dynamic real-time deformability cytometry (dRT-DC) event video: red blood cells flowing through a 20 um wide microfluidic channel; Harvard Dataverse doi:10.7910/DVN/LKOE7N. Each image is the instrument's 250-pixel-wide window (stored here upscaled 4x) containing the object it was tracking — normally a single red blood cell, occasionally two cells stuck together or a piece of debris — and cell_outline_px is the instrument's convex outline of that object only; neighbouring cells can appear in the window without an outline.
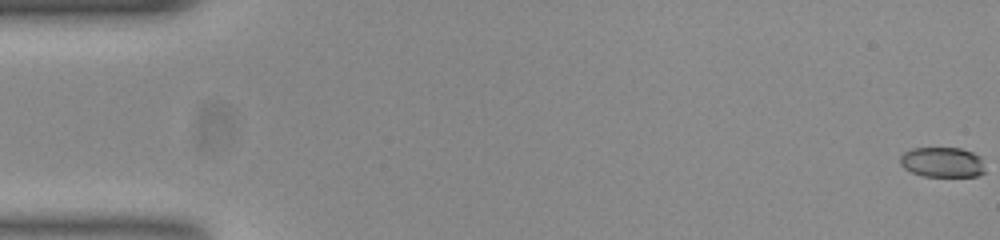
{"species": "common noctule bat (a hibernating species)", "species_latin": "Nyctalus noctula", "temperature_condition": "room temperature", "stored_images_in_passage": 55, "camera_frame_rate_fps": 3000, "um_per_image_px": 0.085, "animal": {"sex": "female", "body_mass_g": 23.0, "forearm_length_mm": 53.4}, "frame": {"image": 1, "passage_image": 1, "time_ms": 0.0, "image_size_px": [1000, 240], "cell_outline_px": [[984, 172], [976, 176], [924, 176], [912, 172], [904, 168], [900, 164], [900, 156], [904, 152], [912, 148], [960, 148], [972, 152], [980, 156]], "centroid_in_image_um": [80.07, 13.78], "position_along_channel_um": 4.9, "area_um2": 14.8}}
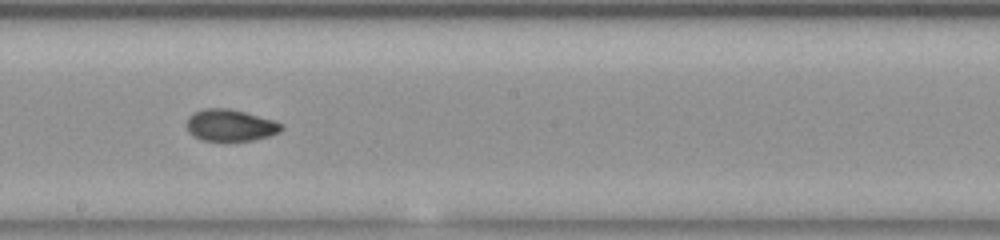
{"frame": {"image": 2, "passage_image": 31, "time_ms": 10.0, "image_size_px": [1000, 240], "cell_outline_px": [[284, 128], [280, 132], [268, 136], [252, 140], [200, 140], [192, 136], [188, 132], [188, 116], [192, 112], [204, 108], [228, 108], [244, 112], [272, 120], [284, 124]], "centroid_in_image_um": [19.56, 10.64], "position_along_channel_um": 228.6, "area_um2": 17.46}}
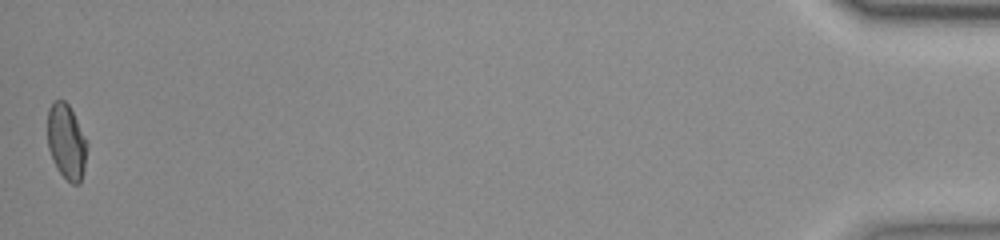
{"frame": {"image": 3, "passage_image": 55, "time_ms": 18.0, "image_size_px": [1000, 240], "cell_outline_px": [[88, 144], [84, 168], [80, 184], [72, 184], [56, 168], [52, 160], [48, 148], [48, 108], [52, 100], [64, 100], [68, 104]], "centroid_in_image_um": [5.63, 12.05], "position_along_channel_um": 429.6, "area_um2": 17.22}, "authors_computed_cell_mechanics": {"area_um2": 17.629, "velocity_mm_per_s": 3.7717, "shape_relaxation_time_tau1_ms": 6.5017, "shape_relaxation_time_tau2_ms": 2.1221, "deformation_change_tau1": 0.1671, "deformation_change_tau2": 0.0577}}